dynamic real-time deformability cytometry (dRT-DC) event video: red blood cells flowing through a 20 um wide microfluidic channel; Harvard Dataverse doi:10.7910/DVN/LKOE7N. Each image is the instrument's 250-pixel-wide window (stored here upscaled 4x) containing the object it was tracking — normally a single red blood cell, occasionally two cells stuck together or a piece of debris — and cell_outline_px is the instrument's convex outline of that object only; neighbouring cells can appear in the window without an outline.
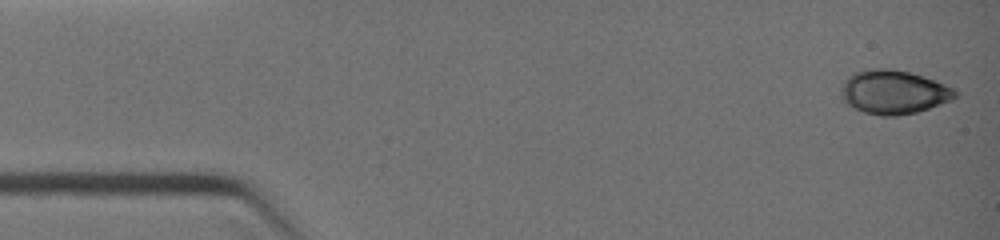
{"species": "common noctule bat (a hibernating species)", "species_latin": "Nyctalus noctula", "temperature_condition": "warm", "stored_images_in_passage": 6, "camera_frame_rate_fps": 3000, "um_per_image_px": 0.085, "animal": {"sex": "female", "body_mass_g": 19.0, "forearm_length_mm": 51.5}, "frame": {"image": 1, "passage_image": 1, "time_ms": 0.0, "image_size_px": [1000, 240], "cell_outline_px": [[956, 96], [952, 100], [916, 112], [896, 116], [880, 116], [864, 112], [848, 104], [840, 96], [840, 88], [844, 80], [852, 72], [864, 68], [888, 68], [908, 72], [924, 76], [936, 80], [952, 88], [956, 92]], "centroid_in_image_um": [75.91, 7.81], "position_along_channel_um": 9.1, "area_um2": 29.3}}
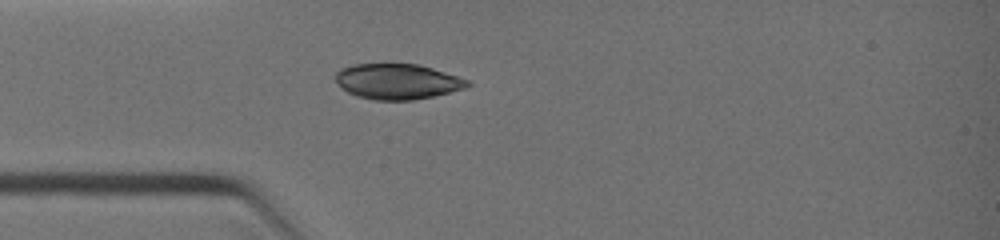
{"frame": {"image": 2, "passage_image": 6, "time_ms": 3.0, "image_size_px": [1000, 240], "cell_outline_px": [[472, 84], [464, 88], [432, 96], [412, 100], [372, 100], [356, 96], [340, 88], [332, 76], [340, 68], [352, 64], [420, 64], [468, 80]], "centroid_in_image_um": [33.69, 6.92], "position_along_channel_um": 51.3, "area_um2": 27.34}}